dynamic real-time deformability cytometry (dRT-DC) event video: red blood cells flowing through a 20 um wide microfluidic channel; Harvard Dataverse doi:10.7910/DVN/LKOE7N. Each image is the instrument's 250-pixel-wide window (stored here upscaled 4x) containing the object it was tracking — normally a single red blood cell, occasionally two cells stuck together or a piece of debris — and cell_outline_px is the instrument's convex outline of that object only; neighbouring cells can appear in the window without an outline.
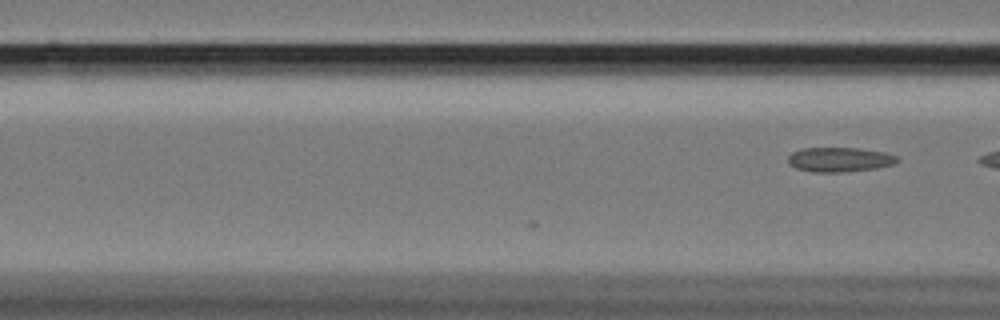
{"species": "Egyptian fruit bat (a non-hibernating species)", "species_latin": "Rousettus aegyptiacus", "temperature_condition": "cold", "stored_images_in_passage": 19, "camera_frame_rate_fps": 3000, "um_per_image_px": 0.085, "animal": {"sex": "female"}, "frame": {"image": 1, "passage_image": 19, "time_ms": 6.0, "image_size_px": [1000, 320], "cell_outline_px": [[900, 160], [892, 164], [876, 168], [840, 172], [812, 172], [796, 168], [788, 164], [788, 156], [792, 152], [804, 148], [860, 148], [884, 152], [896, 156]], "centroid_in_image_um": [71.33, 13.56], "position_along_channel_um": 95.3, "area_um2": 15.55}}